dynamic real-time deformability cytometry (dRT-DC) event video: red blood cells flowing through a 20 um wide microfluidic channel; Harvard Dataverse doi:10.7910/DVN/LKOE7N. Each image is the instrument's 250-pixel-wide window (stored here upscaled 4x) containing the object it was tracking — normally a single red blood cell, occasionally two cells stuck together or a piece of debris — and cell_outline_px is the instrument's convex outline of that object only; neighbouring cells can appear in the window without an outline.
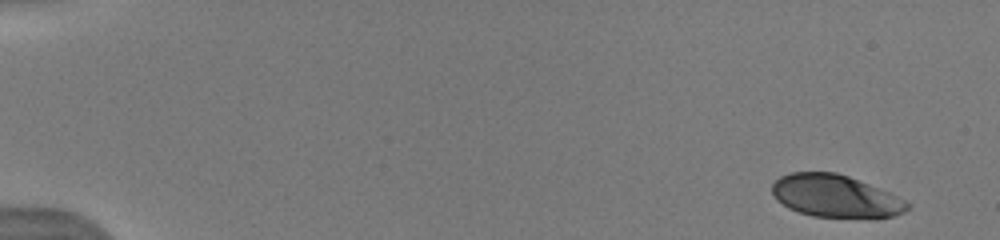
{"species": "human", "species_latin": "Homo sapiens", "temperature_condition": "warm", "stored_images_in_passage": 22, "camera_frame_rate_fps": 3000, "um_per_image_px": 0.085, "donor": {"sex": "male"}, "frame": {"image": 1, "passage_image": 1, "time_ms": 0.0, "image_size_px": [1000, 240], "cell_outline_px": [[912, 208], [904, 212], [892, 216], [876, 220], [872, 220], [812, 216], [788, 208], [776, 200], [772, 192], [772, 184], [780, 176], [792, 172], [836, 172], [848, 176], [908, 200], [912, 204]], "centroid_in_image_um": [71.08, 16.71], "position_along_channel_um": 13.9, "area_um2": 34.28}}
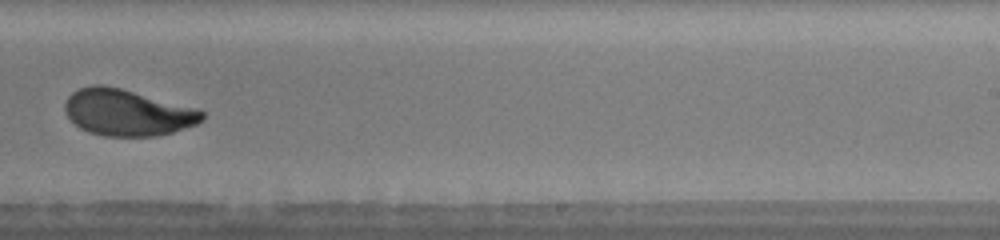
{"frame": {"image": 2, "passage_image": 14, "time_ms": 10.333, "image_size_px": [1000, 240], "cell_outline_px": [[204, 120], [196, 124], [172, 132], [156, 136], [104, 136], [88, 132], [80, 128], [64, 112], [64, 104], [68, 96], [72, 92], [80, 88], [92, 84], [104, 84], [200, 108], [204, 112]], "centroid_in_image_um": [10.83, 9.55], "position_along_channel_um": 278.2, "area_um2": 37.4}}
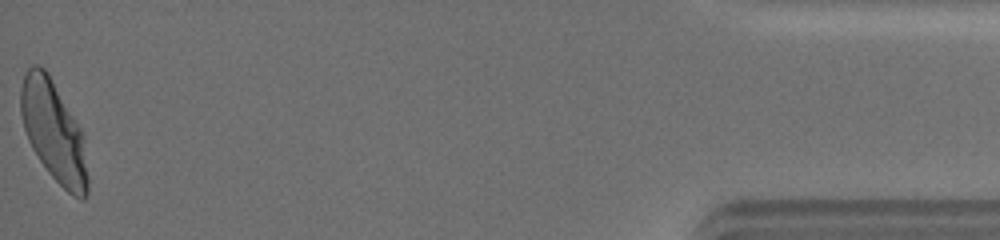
{"frame": {"image": 3, "passage_image": 22, "time_ms": 16.0, "image_size_px": [1000, 240], "cell_outline_px": [[88, 196], [84, 200], [80, 200], [72, 196], [48, 172], [32, 148], [28, 140], [24, 128], [20, 112], [20, 88], [24, 76], [28, 68], [32, 64], [36, 64], [44, 68], [48, 72], [80, 128], [88, 176]], "centroid_in_image_um": [4.54, 11.18], "position_along_channel_um": 430.7, "area_um2": 38.9}, "authors_computed_cell_mechanics": {"area_um2": 36.9342, "velocity_mm_per_s": 4.0706, "shape_relaxation_time_tau1_ms": 3.4268, "shape_relaxation_time_tau2_ms": null, "deformation_change_tau1": 0.1501, "deformation_change_tau2": null}}